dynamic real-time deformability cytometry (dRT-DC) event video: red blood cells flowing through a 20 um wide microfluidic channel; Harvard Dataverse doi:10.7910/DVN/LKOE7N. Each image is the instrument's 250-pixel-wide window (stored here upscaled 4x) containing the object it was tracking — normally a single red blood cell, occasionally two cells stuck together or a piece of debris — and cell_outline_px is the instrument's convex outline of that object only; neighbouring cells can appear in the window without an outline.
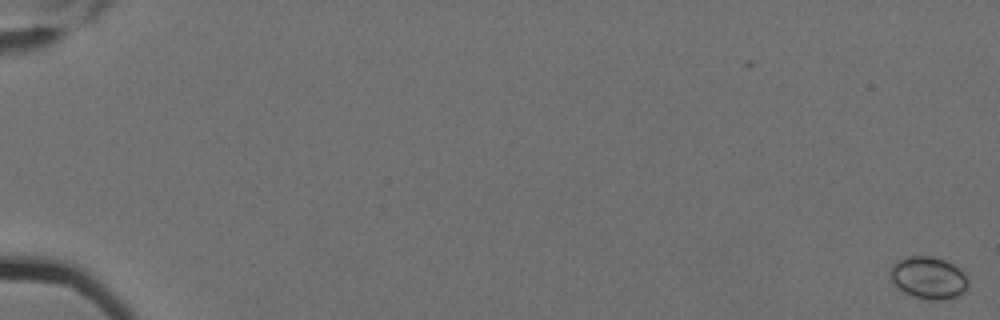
{"species": "Egyptian fruit bat (a non-hibernating species)", "species_latin": "Rousettus aegyptiacus", "temperature_condition": "cold", "stored_images_in_passage": 7, "camera_frame_rate_fps": 3000, "um_per_image_px": 0.085, "animal": {"sex": "female"}, "frame": {"image": 1, "passage_image": 1, "time_ms": 0.0, "image_size_px": [1000, 320], "cell_outline_px": [[968, 288], [960, 296], [944, 300], [932, 300], [912, 296], [896, 288], [888, 272], [892, 264], [896, 260], [908, 256], [932, 256], [944, 260], [960, 268], [964, 272], [968, 280]], "centroid_in_image_um": [78.91, 23.62], "position_along_channel_um": 6.1, "area_um2": 19.59}}
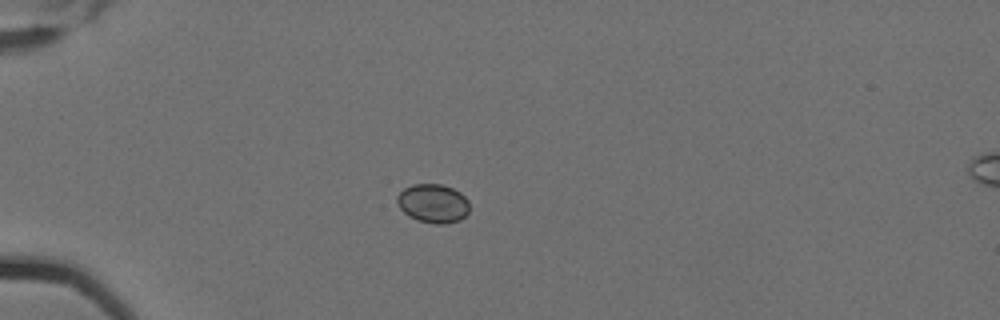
{"frame": {"image": 2, "passage_image": 6, "time_ms": 1.667, "image_size_px": [1000, 320], "cell_outline_px": [[468, 212], [460, 220], [444, 224], [432, 224], [416, 220], [408, 216], [400, 208], [396, 200], [396, 196], [404, 188], [412, 184], [440, 184], [452, 188], [460, 192], [468, 200]], "centroid_in_image_um": [36.79, 17.29], "position_along_channel_um": 48.2, "area_um2": 16.47}}